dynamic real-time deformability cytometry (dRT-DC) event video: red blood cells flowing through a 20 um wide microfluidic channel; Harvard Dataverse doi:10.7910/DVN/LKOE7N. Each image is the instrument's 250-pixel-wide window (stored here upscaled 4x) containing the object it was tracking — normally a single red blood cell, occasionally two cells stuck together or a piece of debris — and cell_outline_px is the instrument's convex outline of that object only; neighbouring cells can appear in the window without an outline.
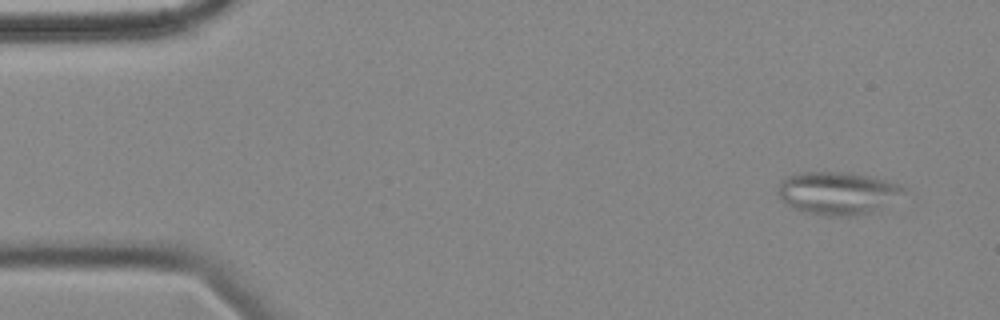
{"species": "common noctule bat (a hibernating species)", "species_latin": "Nyctalus noctula", "temperature_condition": "cold", "stored_images_in_passage": 5, "camera_frame_rate_fps": 3000, "um_per_image_px": 0.085, "animal": {"sex": "female", "body_mass_g": 18.4}, "frame": {"image": 1, "passage_image": 5, "time_ms": 5.667, "image_size_px": [1000, 320], "cell_outline_px": [[908, 188], [904, 192], [872, 212], [856, 216], [828, 216], [800, 212], [792, 208], [780, 200], [776, 192], [780, 180], [796, 172], [852, 172], [872, 176], [900, 184]], "centroid_in_image_um": [71.12, 16.4], "position_along_channel_um": 13.9, "area_um2": 31.79}}